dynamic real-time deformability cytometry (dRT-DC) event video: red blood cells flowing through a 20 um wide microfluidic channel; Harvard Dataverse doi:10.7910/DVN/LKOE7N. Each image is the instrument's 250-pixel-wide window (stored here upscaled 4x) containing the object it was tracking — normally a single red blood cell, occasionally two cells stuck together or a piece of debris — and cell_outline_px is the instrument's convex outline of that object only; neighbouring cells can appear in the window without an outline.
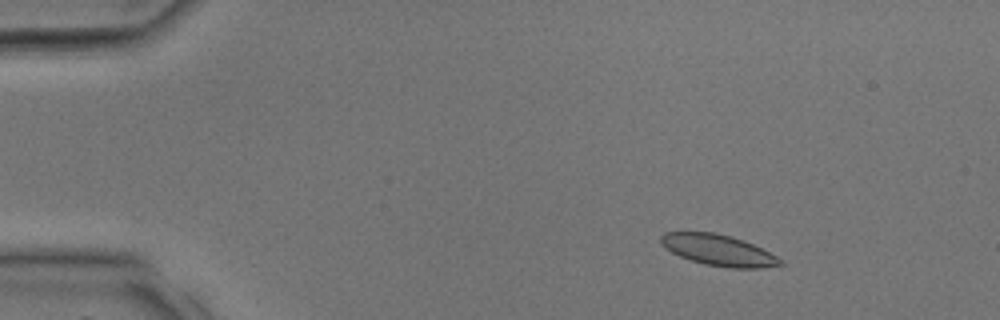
{"species": "common noctule bat (a hibernating species)", "species_latin": "Nyctalus noctula", "temperature_condition": "room temperature", "stored_images_in_passage": 10, "camera_frame_rate_fps": 3000, "um_per_image_px": 0.085, "animal": {"sex": "male", "body_mass_g": 17.9, "forearm_length_mm": 54.2}, "frame": {"image": 1, "passage_image": 2, "time_ms": 0.333, "image_size_px": [1000, 320], "cell_outline_px": [[784, 264], [760, 268], [728, 268], [704, 264], [680, 256], [672, 252], [660, 244], [660, 236], [664, 232], [712, 232], [728, 236], [752, 244], [784, 260]], "centroid_in_image_um": [61.04, 21.27], "position_along_channel_um": 24.0, "area_um2": 21.33}}
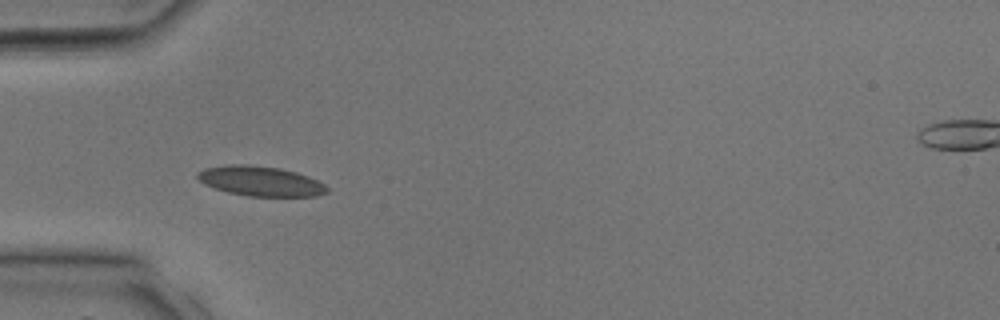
{"frame": {"image": 2, "passage_image": 8, "time_ms": 2.333, "image_size_px": [1000, 320], "cell_outline_px": [[328, 192], [316, 196], [248, 196], [228, 192], [204, 184], [196, 176], [196, 172], [204, 168], [228, 164], [248, 164], [280, 168], [296, 172], [308, 176], [324, 184], [328, 188]], "centroid_in_image_um": [22.12, 15.38], "position_along_channel_um": 62.9, "area_um2": 22.54}}
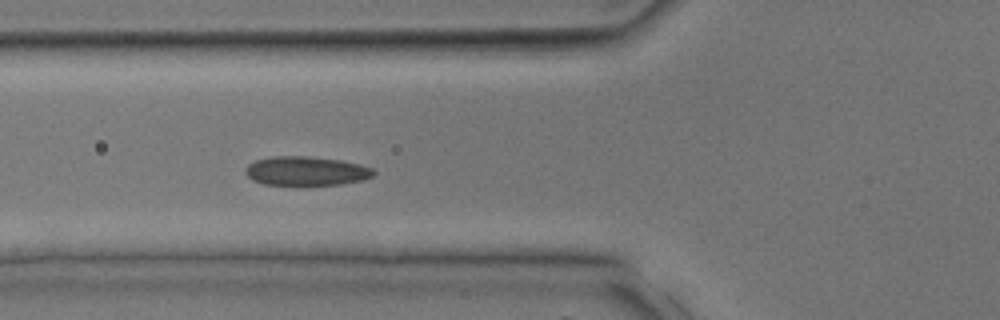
{"frame": {"image": 3, "passage_image": 10, "time_ms": 3.0, "image_size_px": [1000, 320], "cell_outline_px": [[376, 172], [372, 176], [364, 180], [340, 184], [264, 184], [252, 180], [244, 172], [244, 168], [248, 164], [256, 160], [272, 156], [308, 156], [340, 160], [360, 164], [372, 168]], "centroid_in_image_um": [26.01, 14.52], "position_along_channel_um": 99.8, "area_um2": 21.62}}